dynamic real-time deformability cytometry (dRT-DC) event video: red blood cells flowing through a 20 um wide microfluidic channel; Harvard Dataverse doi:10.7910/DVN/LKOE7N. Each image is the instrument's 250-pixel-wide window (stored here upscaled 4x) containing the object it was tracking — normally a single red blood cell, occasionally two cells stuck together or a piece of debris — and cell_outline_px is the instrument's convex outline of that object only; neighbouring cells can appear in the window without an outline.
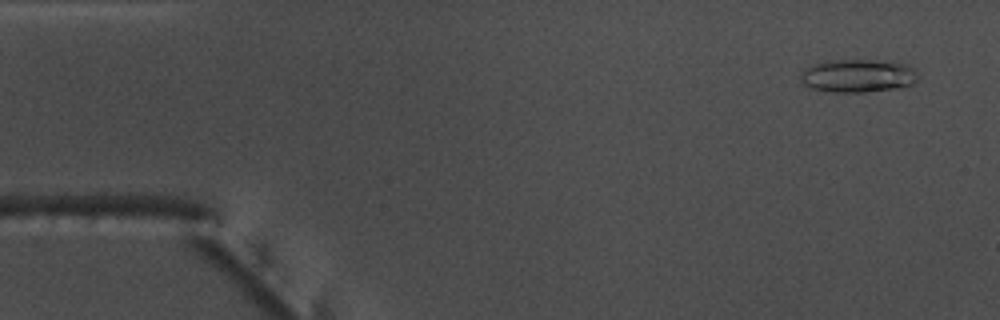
{"species": "common noctule bat (a hibernating species)", "species_latin": "Nyctalus noctula", "temperature_condition": "warm", "stored_images_in_passage": 14, "camera_frame_rate_fps": 3000, "um_per_image_px": 0.085, "animal": {"sex": "male", "body_mass_g": 17.5, "forearm_length_mm": 52.3}, "frame": {"image": 1, "passage_image": 1, "time_ms": 0.0, "image_size_px": [1000, 320], "cell_outline_px": [[916, 80], [912, 84], [900, 88], [864, 92], [836, 92], [812, 88], [804, 84], [800, 80], [800, 72], [804, 68], [828, 60], [872, 60], [904, 64], [912, 68], [916, 72]], "centroid_in_image_um": [72.88, 6.45], "position_along_channel_um": 12.1, "area_um2": 22.43}}
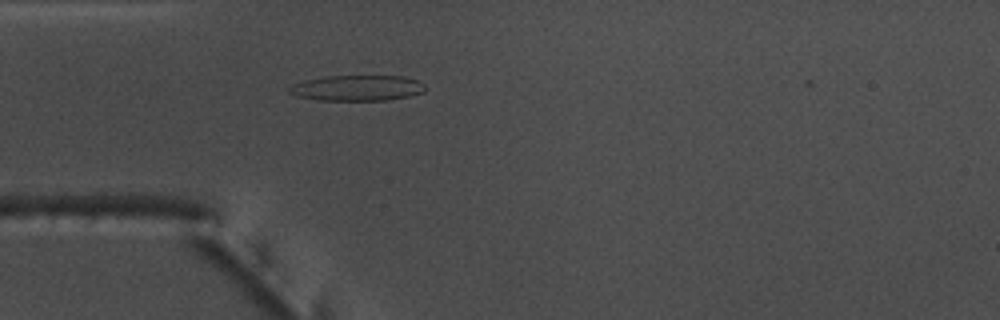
{"frame": {"image": 2, "passage_image": 13, "time_ms": 4.0, "image_size_px": [1000, 320], "cell_outline_px": [[428, 88], [424, 92], [412, 96], [388, 100], [320, 100], [296, 96], [288, 92], [288, 88], [292, 84], [304, 80], [328, 76], [404, 76], [416, 80], [424, 84]], "centroid_in_image_um": [30.39, 7.48], "position_along_channel_um": 54.6, "area_um2": 20.46}}